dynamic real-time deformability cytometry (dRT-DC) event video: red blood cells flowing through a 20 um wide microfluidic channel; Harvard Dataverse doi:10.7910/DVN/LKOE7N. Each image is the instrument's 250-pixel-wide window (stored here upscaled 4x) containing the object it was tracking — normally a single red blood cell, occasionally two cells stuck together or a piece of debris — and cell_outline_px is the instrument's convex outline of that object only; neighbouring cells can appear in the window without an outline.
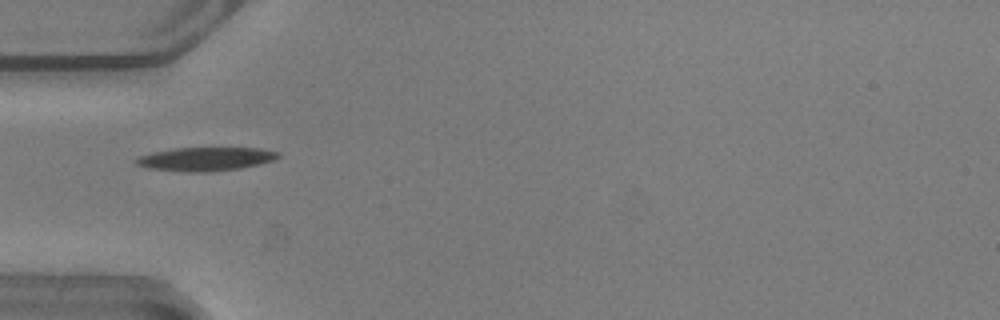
{"species": "common noctule bat (a hibernating species)", "species_latin": "Nyctalus noctula", "temperature_condition": "warm", "stored_images_in_passage": 37, "camera_frame_rate_fps": 3000, "um_per_image_px": 0.085, "animal": {"sex": "male", "body_mass_g": 20.5, "forearm_length_mm": 52.5}, "frame": {"image": 1, "passage_image": 1, "time_ms": 0.0, "image_size_px": [1000, 320], "cell_outline_px": [[280, 156], [276, 160], [260, 164], [240, 168], [208, 172], [184, 172], [148, 168], [136, 164], [132, 160], [136, 156], [152, 152], [172, 148], [260, 148], [280, 152]], "centroid_in_image_um": [17.45, 13.51], "position_along_channel_um": 67.6, "area_um2": 19.88}}
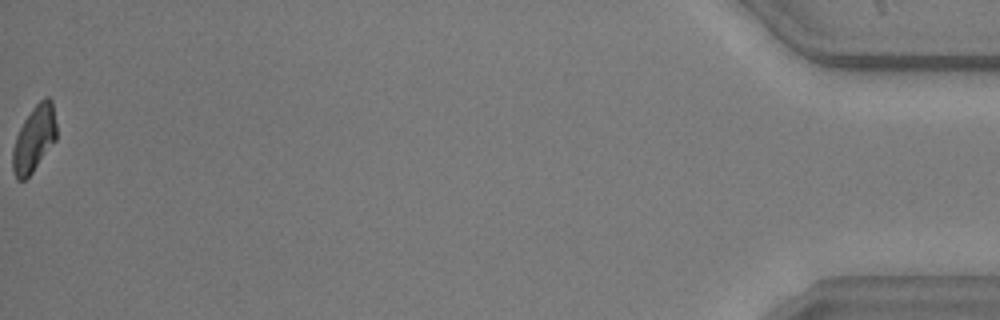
{"frame": {"image": 2, "passage_image": 37, "time_ms": 12.0, "image_size_px": [1000, 320], "cell_outline_px": [[56, 140], [32, 172], [24, 180], [16, 180], [12, 172], [12, 148], [16, 136], [24, 120], [32, 108], [44, 96], [48, 96], [52, 100], [56, 124]], "centroid_in_image_um": [2.89, 11.79], "position_along_channel_um": 432.3, "area_um2": 16.94}, "authors_computed_cell_mechanics": {"area_um2": 18.1492, "velocity_mm_per_s": 3.8652, "shape_relaxation_time_tau1_ms": 5.0775, "shape_relaxation_time_tau2_ms": null, "deformation_change_tau1": 0.1496, "deformation_change_tau2": null}}